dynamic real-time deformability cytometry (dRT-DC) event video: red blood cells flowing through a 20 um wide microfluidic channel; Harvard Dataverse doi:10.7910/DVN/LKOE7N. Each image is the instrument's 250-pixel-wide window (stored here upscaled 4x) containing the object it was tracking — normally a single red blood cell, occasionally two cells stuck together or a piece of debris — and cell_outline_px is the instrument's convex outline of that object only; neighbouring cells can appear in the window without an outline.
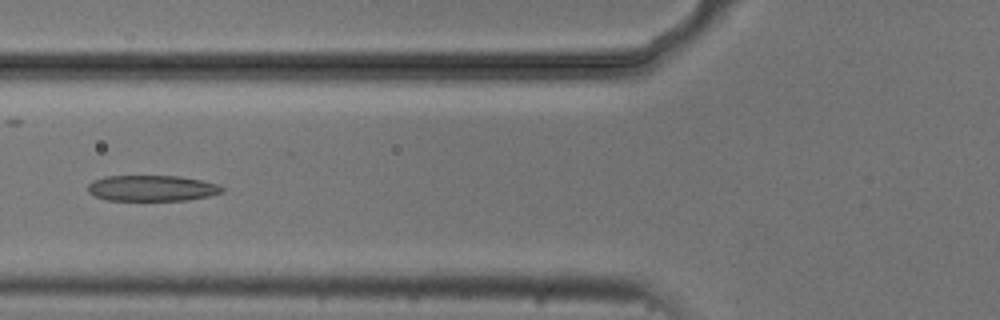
{"species": "common noctule bat (a hibernating species)", "species_latin": "Nyctalus noctula", "temperature_condition": "cold", "stored_images_in_passage": 5, "camera_frame_rate_fps": 3000, "um_per_image_px": 0.085, "animal": {"sex": "male", "body_mass_g": 20.5, "forearm_length_mm": 52.5}, "frame": {"image": 1, "passage_image": 5, "time_ms": 6.0, "image_size_px": [1000, 320], "cell_outline_px": [[224, 192], [208, 196], [188, 200], [108, 200], [96, 196], [88, 192], [88, 184], [92, 180], [104, 176], [180, 176], [200, 180], [216, 184], [224, 188]], "centroid_in_image_um": [12.9, 15.99], "position_along_channel_um": 112.9, "area_um2": 20.17}}